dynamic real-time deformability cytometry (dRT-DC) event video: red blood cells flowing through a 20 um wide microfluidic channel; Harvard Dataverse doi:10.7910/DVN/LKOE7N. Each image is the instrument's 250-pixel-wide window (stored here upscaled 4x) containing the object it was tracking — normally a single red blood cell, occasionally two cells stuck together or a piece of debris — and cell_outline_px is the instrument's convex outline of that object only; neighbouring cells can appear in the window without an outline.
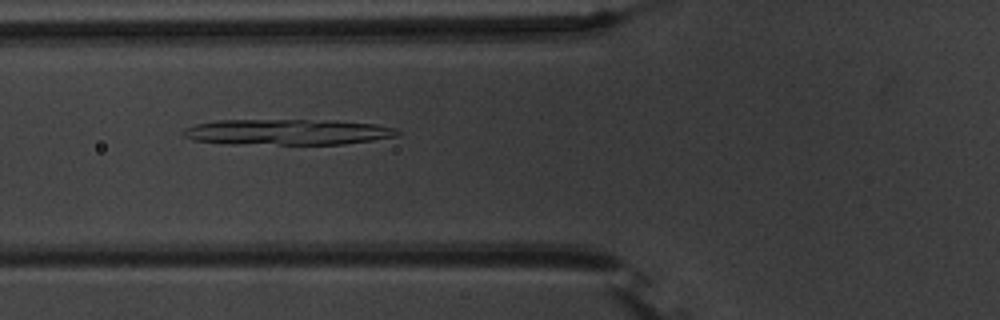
{"species": "common noctule bat (a hibernating species)", "species_latin": "Nyctalus noctula", "temperature_condition": "warm", "stored_images_in_passage": 54, "camera_frame_rate_fps": 3000, "um_per_image_px": 0.085, "animal": {"sex": "male", "body_mass_g": 20.1, "forearm_length_mm": 53.5}, "frame": {"image": 1, "passage_image": 21, "time_ms": 6.667, "image_size_px": [1000, 320], "cell_outline_px": [[400, 132], [396, 136], [372, 140], [344, 144], [224, 144], [192, 140], [184, 136], [180, 132], [184, 128], [196, 124], [216, 120], [324, 120], [376, 124], [396, 128]], "centroid_in_image_um": [24.36, 11.22], "position_along_channel_um": 101.4, "area_um2": 32.31}}
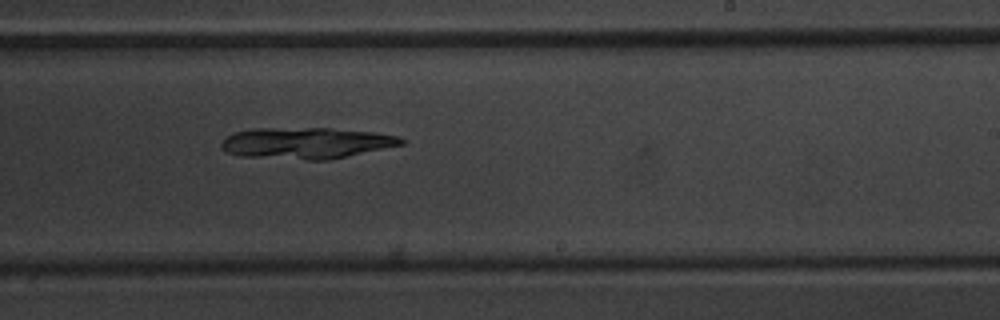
{"frame": {"image": 2, "passage_image": 34, "time_ms": 11.0, "image_size_px": [1000, 320], "cell_outline_px": [[404, 144], [328, 160], [308, 160], [240, 156], [228, 152], [220, 148], [220, 144], [224, 136], [236, 132], [256, 128], [332, 128], [376, 132], [400, 136], [404, 140]], "centroid_in_image_um": [26.01, 12.15], "position_along_channel_um": 263.0, "area_um2": 32.95}}
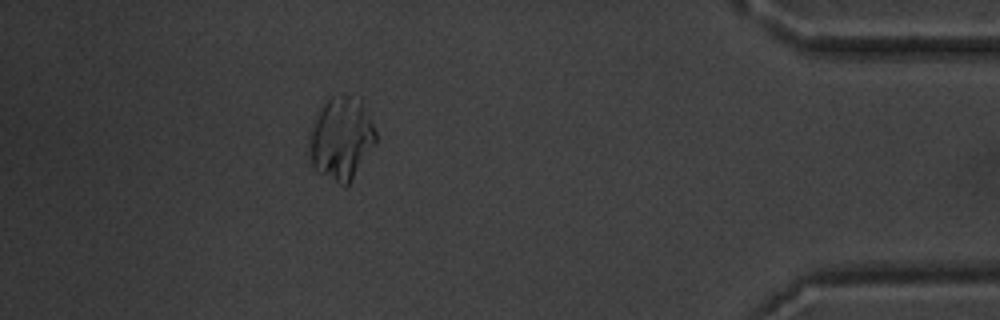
{"frame": {"image": 3, "passage_image": 49, "time_ms": 16.0, "image_size_px": [1000, 320], "cell_outline_px": [[376, 140], [352, 180], [344, 188], [316, 172], [312, 164], [308, 144], [308, 132], [324, 104], [332, 96], [360, 96], [376, 132]], "centroid_in_image_um": [28.98, 11.8], "position_along_channel_um": 406.2, "area_um2": 32.08}}